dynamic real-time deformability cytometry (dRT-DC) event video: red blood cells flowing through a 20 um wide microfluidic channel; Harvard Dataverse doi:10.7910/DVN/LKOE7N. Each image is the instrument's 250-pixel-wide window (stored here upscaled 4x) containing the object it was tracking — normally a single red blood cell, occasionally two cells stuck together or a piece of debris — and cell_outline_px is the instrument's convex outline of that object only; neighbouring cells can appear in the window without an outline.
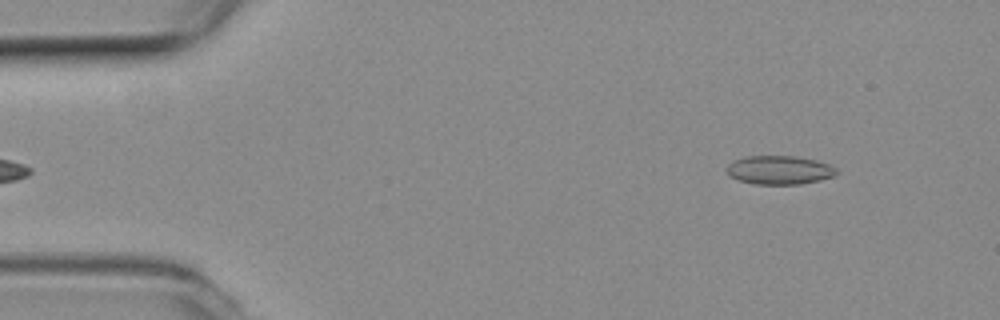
{"species": "common noctule bat (a hibernating species)", "species_latin": "Nyctalus noctula", "temperature_condition": "room temperature", "stored_images_in_passage": 5, "camera_frame_rate_fps": 3000, "um_per_image_px": 0.085, "animal": {"sex": "female", "body_mass_g": 19.3, "forearm_length_mm": 54.1}, "frame": {"image": 1, "passage_image": 5, "time_ms": 1.333, "image_size_px": [1000, 320], "cell_outline_px": [[840, 172], [836, 176], [820, 180], [800, 184], [756, 184], [740, 180], [732, 176], [724, 168], [732, 160], [744, 156], [796, 156], [816, 160], [828, 164], [836, 168]], "centroid_in_image_um": [66.27, 14.44], "position_along_channel_um": 18.7, "area_um2": 18.5}}